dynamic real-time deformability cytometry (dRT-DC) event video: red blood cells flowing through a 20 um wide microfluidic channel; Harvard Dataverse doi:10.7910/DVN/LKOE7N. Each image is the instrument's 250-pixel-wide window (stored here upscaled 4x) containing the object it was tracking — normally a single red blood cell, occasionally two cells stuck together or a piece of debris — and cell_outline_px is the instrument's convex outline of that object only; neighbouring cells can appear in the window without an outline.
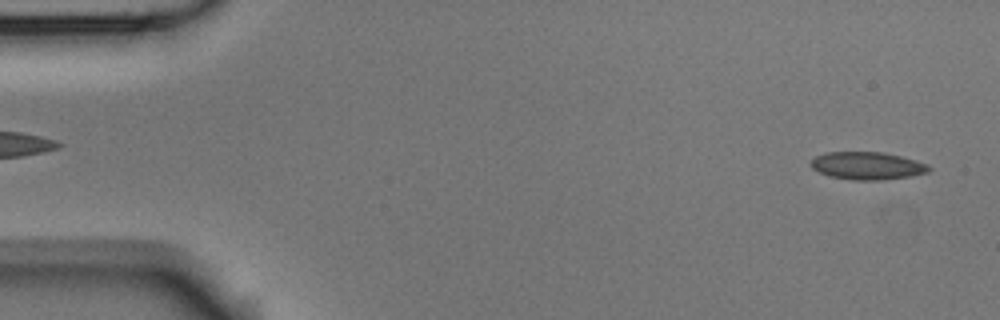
{"species": "Egyptian fruit bat (a non-hibernating species)", "species_latin": "Rousettus aegyptiacus", "temperature_condition": "room temperature", "stored_images_in_passage": 6, "camera_frame_rate_fps": 3000, "um_per_image_px": 0.085, "animal": {"sex": "male"}, "frame": {"image": 1, "passage_image": 1, "time_ms": 0.0, "image_size_px": [1000, 320], "cell_outline_px": [[932, 168], [928, 172], [908, 176], [880, 180], [852, 180], [828, 176], [812, 168], [808, 164], [816, 156], [824, 152], [884, 152], [916, 160], [928, 164]], "centroid_in_image_um": [73.69, 14.08], "position_along_channel_um": 11.3, "area_um2": 19.07}}
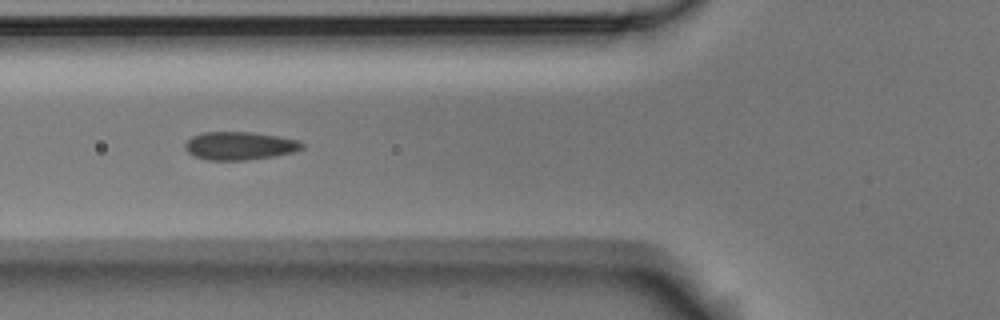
{"frame": {"image": 2, "passage_image": 6, "time_ms": 1.667, "image_size_px": [1000, 320], "cell_outline_px": [[304, 148], [292, 152], [272, 156], [244, 160], [208, 160], [196, 156], [188, 152], [184, 148], [184, 144], [192, 136], [200, 132], [252, 132], [280, 136], [300, 140], [304, 144]], "centroid_in_image_um": [20.37, 12.38], "position_along_channel_um": 105.4, "area_um2": 19.19}}